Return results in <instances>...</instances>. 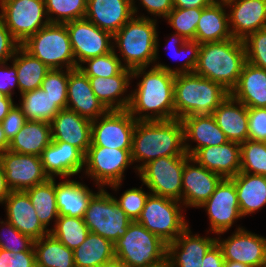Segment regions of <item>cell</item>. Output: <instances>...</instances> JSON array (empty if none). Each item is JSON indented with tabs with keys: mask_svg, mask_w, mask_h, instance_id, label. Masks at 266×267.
<instances>
[{
	"mask_svg": "<svg viewBox=\"0 0 266 267\" xmlns=\"http://www.w3.org/2000/svg\"><path fill=\"white\" fill-rule=\"evenodd\" d=\"M50 233L66 247L74 250L85 241L89 229L83 218L59 215Z\"/></svg>",
	"mask_w": 266,
	"mask_h": 267,
	"instance_id": "obj_40",
	"label": "cell"
},
{
	"mask_svg": "<svg viewBox=\"0 0 266 267\" xmlns=\"http://www.w3.org/2000/svg\"><path fill=\"white\" fill-rule=\"evenodd\" d=\"M10 192H11V189L7 185L5 174L0 165V203L1 204L4 203V200L10 194Z\"/></svg>",
	"mask_w": 266,
	"mask_h": 267,
	"instance_id": "obj_59",
	"label": "cell"
},
{
	"mask_svg": "<svg viewBox=\"0 0 266 267\" xmlns=\"http://www.w3.org/2000/svg\"><path fill=\"white\" fill-rule=\"evenodd\" d=\"M0 267H36L35 251L12 252L0 248Z\"/></svg>",
	"mask_w": 266,
	"mask_h": 267,
	"instance_id": "obj_51",
	"label": "cell"
},
{
	"mask_svg": "<svg viewBox=\"0 0 266 267\" xmlns=\"http://www.w3.org/2000/svg\"><path fill=\"white\" fill-rule=\"evenodd\" d=\"M0 165L11 191H25L49 179L40 156L6 150L0 153Z\"/></svg>",
	"mask_w": 266,
	"mask_h": 267,
	"instance_id": "obj_15",
	"label": "cell"
},
{
	"mask_svg": "<svg viewBox=\"0 0 266 267\" xmlns=\"http://www.w3.org/2000/svg\"><path fill=\"white\" fill-rule=\"evenodd\" d=\"M75 267H103L115 259L114 244L89 232L85 241L73 250Z\"/></svg>",
	"mask_w": 266,
	"mask_h": 267,
	"instance_id": "obj_35",
	"label": "cell"
},
{
	"mask_svg": "<svg viewBox=\"0 0 266 267\" xmlns=\"http://www.w3.org/2000/svg\"><path fill=\"white\" fill-rule=\"evenodd\" d=\"M14 105L13 99L0 91V123L8 115Z\"/></svg>",
	"mask_w": 266,
	"mask_h": 267,
	"instance_id": "obj_58",
	"label": "cell"
},
{
	"mask_svg": "<svg viewBox=\"0 0 266 267\" xmlns=\"http://www.w3.org/2000/svg\"><path fill=\"white\" fill-rule=\"evenodd\" d=\"M65 25L77 66L82 65L86 59L105 55L114 48V42L111 43L113 35L85 18L67 22Z\"/></svg>",
	"mask_w": 266,
	"mask_h": 267,
	"instance_id": "obj_14",
	"label": "cell"
},
{
	"mask_svg": "<svg viewBox=\"0 0 266 267\" xmlns=\"http://www.w3.org/2000/svg\"><path fill=\"white\" fill-rule=\"evenodd\" d=\"M224 2L225 7H230L228 20L233 38L243 41L250 34L266 28V0H224Z\"/></svg>",
	"mask_w": 266,
	"mask_h": 267,
	"instance_id": "obj_19",
	"label": "cell"
},
{
	"mask_svg": "<svg viewBox=\"0 0 266 267\" xmlns=\"http://www.w3.org/2000/svg\"><path fill=\"white\" fill-rule=\"evenodd\" d=\"M115 258L127 267H166L167 243L132 221L127 232L114 243Z\"/></svg>",
	"mask_w": 266,
	"mask_h": 267,
	"instance_id": "obj_6",
	"label": "cell"
},
{
	"mask_svg": "<svg viewBox=\"0 0 266 267\" xmlns=\"http://www.w3.org/2000/svg\"><path fill=\"white\" fill-rule=\"evenodd\" d=\"M179 202L149 193L137 222L165 243L173 242L189 226Z\"/></svg>",
	"mask_w": 266,
	"mask_h": 267,
	"instance_id": "obj_9",
	"label": "cell"
},
{
	"mask_svg": "<svg viewBox=\"0 0 266 267\" xmlns=\"http://www.w3.org/2000/svg\"><path fill=\"white\" fill-rule=\"evenodd\" d=\"M98 191L89 201L83 220L89 232L98 234L114 244L127 232L132 220L118 206L114 196L104 188Z\"/></svg>",
	"mask_w": 266,
	"mask_h": 267,
	"instance_id": "obj_8",
	"label": "cell"
},
{
	"mask_svg": "<svg viewBox=\"0 0 266 267\" xmlns=\"http://www.w3.org/2000/svg\"><path fill=\"white\" fill-rule=\"evenodd\" d=\"M202 10L203 8H173L165 19L176 30L175 33L186 40H195L196 27Z\"/></svg>",
	"mask_w": 266,
	"mask_h": 267,
	"instance_id": "obj_45",
	"label": "cell"
},
{
	"mask_svg": "<svg viewBox=\"0 0 266 267\" xmlns=\"http://www.w3.org/2000/svg\"><path fill=\"white\" fill-rule=\"evenodd\" d=\"M148 196V192L143 191L142 187L131 188L126 190L119 199L115 198V200L132 221H137Z\"/></svg>",
	"mask_w": 266,
	"mask_h": 267,
	"instance_id": "obj_49",
	"label": "cell"
},
{
	"mask_svg": "<svg viewBox=\"0 0 266 267\" xmlns=\"http://www.w3.org/2000/svg\"><path fill=\"white\" fill-rule=\"evenodd\" d=\"M240 147V172L266 176V142L248 139Z\"/></svg>",
	"mask_w": 266,
	"mask_h": 267,
	"instance_id": "obj_43",
	"label": "cell"
},
{
	"mask_svg": "<svg viewBox=\"0 0 266 267\" xmlns=\"http://www.w3.org/2000/svg\"><path fill=\"white\" fill-rule=\"evenodd\" d=\"M92 121L69 109H61L51 122L52 140L66 142L87 153Z\"/></svg>",
	"mask_w": 266,
	"mask_h": 267,
	"instance_id": "obj_22",
	"label": "cell"
},
{
	"mask_svg": "<svg viewBox=\"0 0 266 267\" xmlns=\"http://www.w3.org/2000/svg\"><path fill=\"white\" fill-rule=\"evenodd\" d=\"M224 263L222 249L216 242L204 256L201 267H224Z\"/></svg>",
	"mask_w": 266,
	"mask_h": 267,
	"instance_id": "obj_56",
	"label": "cell"
},
{
	"mask_svg": "<svg viewBox=\"0 0 266 267\" xmlns=\"http://www.w3.org/2000/svg\"><path fill=\"white\" fill-rule=\"evenodd\" d=\"M133 16L132 0H87L85 19L112 35Z\"/></svg>",
	"mask_w": 266,
	"mask_h": 267,
	"instance_id": "obj_25",
	"label": "cell"
},
{
	"mask_svg": "<svg viewBox=\"0 0 266 267\" xmlns=\"http://www.w3.org/2000/svg\"><path fill=\"white\" fill-rule=\"evenodd\" d=\"M249 140L266 142V108H248Z\"/></svg>",
	"mask_w": 266,
	"mask_h": 267,
	"instance_id": "obj_50",
	"label": "cell"
},
{
	"mask_svg": "<svg viewBox=\"0 0 266 267\" xmlns=\"http://www.w3.org/2000/svg\"><path fill=\"white\" fill-rule=\"evenodd\" d=\"M224 267H251V266L244 265L240 262L225 260Z\"/></svg>",
	"mask_w": 266,
	"mask_h": 267,
	"instance_id": "obj_62",
	"label": "cell"
},
{
	"mask_svg": "<svg viewBox=\"0 0 266 267\" xmlns=\"http://www.w3.org/2000/svg\"><path fill=\"white\" fill-rule=\"evenodd\" d=\"M181 121L184 127V147L190 157L203 147L219 146L228 142L212 114L186 116ZM187 140H193L197 143L196 146L192 148L186 143Z\"/></svg>",
	"mask_w": 266,
	"mask_h": 267,
	"instance_id": "obj_27",
	"label": "cell"
},
{
	"mask_svg": "<svg viewBox=\"0 0 266 267\" xmlns=\"http://www.w3.org/2000/svg\"><path fill=\"white\" fill-rule=\"evenodd\" d=\"M118 55L115 53V48L105 55L86 59L84 63L88 66H78L87 77L108 78L119 74L125 67Z\"/></svg>",
	"mask_w": 266,
	"mask_h": 267,
	"instance_id": "obj_44",
	"label": "cell"
},
{
	"mask_svg": "<svg viewBox=\"0 0 266 267\" xmlns=\"http://www.w3.org/2000/svg\"><path fill=\"white\" fill-rule=\"evenodd\" d=\"M199 207L206 209L210 230L217 235L226 233L236 220L242 218L236 186L230 178H223L209 199Z\"/></svg>",
	"mask_w": 266,
	"mask_h": 267,
	"instance_id": "obj_16",
	"label": "cell"
},
{
	"mask_svg": "<svg viewBox=\"0 0 266 267\" xmlns=\"http://www.w3.org/2000/svg\"><path fill=\"white\" fill-rule=\"evenodd\" d=\"M135 126L136 120L127 109L108 110L92 120L90 147L131 150Z\"/></svg>",
	"mask_w": 266,
	"mask_h": 267,
	"instance_id": "obj_13",
	"label": "cell"
},
{
	"mask_svg": "<svg viewBox=\"0 0 266 267\" xmlns=\"http://www.w3.org/2000/svg\"><path fill=\"white\" fill-rule=\"evenodd\" d=\"M88 78L94 94L107 110L128 109L130 93L125 97L122 96L130 85L132 70L124 68L119 74L108 78Z\"/></svg>",
	"mask_w": 266,
	"mask_h": 267,
	"instance_id": "obj_30",
	"label": "cell"
},
{
	"mask_svg": "<svg viewBox=\"0 0 266 267\" xmlns=\"http://www.w3.org/2000/svg\"><path fill=\"white\" fill-rule=\"evenodd\" d=\"M192 158L222 178H232L240 172L241 147L239 143L228 141L219 146L203 147Z\"/></svg>",
	"mask_w": 266,
	"mask_h": 267,
	"instance_id": "obj_26",
	"label": "cell"
},
{
	"mask_svg": "<svg viewBox=\"0 0 266 267\" xmlns=\"http://www.w3.org/2000/svg\"><path fill=\"white\" fill-rule=\"evenodd\" d=\"M70 69H50L42 81L41 87L50 95L60 109L67 108L68 76Z\"/></svg>",
	"mask_w": 266,
	"mask_h": 267,
	"instance_id": "obj_46",
	"label": "cell"
},
{
	"mask_svg": "<svg viewBox=\"0 0 266 267\" xmlns=\"http://www.w3.org/2000/svg\"><path fill=\"white\" fill-rule=\"evenodd\" d=\"M12 58V64L17 69L20 94L40 88L50 69L38 58L28 53L21 45L17 48Z\"/></svg>",
	"mask_w": 266,
	"mask_h": 267,
	"instance_id": "obj_36",
	"label": "cell"
},
{
	"mask_svg": "<svg viewBox=\"0 0 266 267\" xmlns=\"http://www.w3.org/2000/svg\"><path fill=\"white\" fill-rule=\"evenodd\" d=\"M245 62L244 42L232 37L220 42L202 43L194 72L231 92Z\"/></svg>",
	"mask_w": 266,
	"mask_h": 267,
	"instance_id": "obj_3",
	"label": "cell"
},
{
	"mask_svg": "<svg viewBox=\"0 0 266 267\" xmlns=\"http://www.w3.org/2000/svg\"><path fill=\"white\" fill-rule=\"evenodd\" d=\"M133 164L131 150L89 147L85 154L86 174L95 179L99 189L108 185L117 190L125 169Z\"/></svg>",
	"mask_w": 266,
	"mask_h": 267,
	"instance_id": "obj_12",
	"label": "cell"
},
{
	"mask_svg": "<svg viewBox=\"0 0 266 267\" xmlns=\"http://www.w3.org/2000/svg\"><path fill=\"white\" fill-rule=\"evenodd\" d=\"M19 46L0 17V64L11 60Z\"/></svg>",
	"mask_w": 266,
	"mask_h": 267,
	"instance_id": "obj_53",
	"label": "cell"
},
{
	"mask_svg": "<svg viewBox=\"0 0 266 267\" xmlns=\"http://www.w3.org/2000/svg\"><path fill=\"white\" fill-rule=\"evenodd\" d=\"M25 192L28 194L41 224L46 229L50 225V220L55 219L56 224L59 214L56 202L55 178H49L47 181L25 190Z\"/></svg>",
	"mask_w": 266,
	"mask_h": 267,
	"instance_id": "obj_39",
	"label": "cell"
},
{
	"mask_svg": "<svg viewBox=\"0 0 266 267\" xmlns=\"http://www.w3.org/2000/svg\"><path fill=\"white\" fill-rule=\"evenodd\" d=\"M243 42L246 61L266 70V28L250 34Z\"/></svg>",
	"mask_w": 266,
	"mask_h": 267,
	"instance_id": "obj_48",
	"label": "cell"
},
{
	"mask_svg": "<svg viewBox=\"0 0 266 267\" xmlns=\"http://www.w3.org/2000/svg\"><path fill=\"white\" fill-rule=\"evenodd\" d=\"M230 95L247 108H266V70L246 61Z\"/></svg>",
	"mask_w": 266,
	"mask_h": 267,
	"instance_id": "obj_29",
	"label": "cell"
},
{
	"mask_svg": "<svg viewBox=\"0 0 266 267\" xmlns=\"http://www.w3.org/2000/svg\"><path fill=\"white\" fill-rule=\"evenodd\" d=\"M21 103L18 106L28 121H42L51 123L61 110L53 98L42 88L21 94Z\"/></svg>",
	"mask_w": 266,
	"mask_h": 267,
	"instance_id": "obj_38",
	"label": "cell"
},
{
	"mask_svg": "<svg viewBox=\"0 0 266 267\" xmlns=\"http://www.w3.org/2000/svg\"><path fill=\"white\" fill-rule=\"evenodd\" d=\"M189 226L173 241L167 244L166 267H201L208 250L217 238L191 235Z\"/></svg>",
	"mask_w": 266,
	"mask_h": 267,
	"instance_id": "obj_20",
	"label": "cell"
},
{
	"mask_svg": "<svg viewBox=\"0 0 266 267\" xmlns=\"http://www.w3.org/2000/svg\"><path fill=\"white\" fill-rule=\"evenodd\" d=\"M67 109L91 121L108 111L94 94L89 78L78 68L69 72Z\"/></svg>",
	"mask_w": 266,
	"mask_h": 267,
	"instance_id": "obj_23",
	"label": "cell"
},
{
	"mask_svg": "<svg viewBox=\"0 0 266 267\" xmlns=\"http://www.w3.org/2000/svg\"><path fill=\"white\" fill-rule=\"evenodd\" d=\"M103 267H127L122 261L117 260L116 258L108 263H106Z\"/></svg>",
	"mask_w": 266,
	"mask_h": 267,
	"instance_id": "obj_61",
	"label": "cell"
},
{
	"mask_svg": "<svg viewBox=\"0 0 266 267\" xmlns=\"http://www.w3.org/2000/svg\"><path fill=\"white\" fill-rule=\"evenodd\" d=\"M169 43L170 45L168 46H170V48L175 47L176 49V50L172 49V52H174L172 53L174 54V57L176 58L182 53L187 56L185 58L186 60L184 61V63H182V65H180L179 68H174V69H171V67L161 63H157L156 65L154 64V66L173 74L194 72V69L198 61L201 44L196 40H186L183 36H180L178 33H174L172 35L170 41H168L167 44ZM176 44L178 47H176Z\"/></svg>",
	"mask_w": 266,
	"mask_h": 267,
	"instance_id": "obj_41",
	"label": "cell"
},
{
	"mask_svg": "<svg viewBox=\"0 0 266 267\" xmlns=\"http://www.w3.org/2000/svg\"><path fill=\"white\" fill-rule=\"evenodd\" d=\"M0 6V17L20 45L50 23L44 0H0Z\"/></svg>",
	"mask_w": 266,
	"mask_h": 267,
	"instance_id": "obj_10",
	"label": "cell"
},
{
	"mask_svg": "<svg viewBox=\"0 0 266 267\" xmlns=\"http://www.w3.org/2000/svg\"><path fill=\"white\" fill-rule=\"evenodd\" d=\"M212 115L228 141L241 144L249 139L248 108L231 95L214 110Z\"/></svg>",
	"mask_w": 266,
	"mask_h": 267,
	"instance_id": "obj_28",
	"label": "cell"
},
{
	"mask_svg": "<svg viewBox=\"0 0 266 267\" xmlns=\"http://www.w3.org/2000/svg\"><path fill=\"white\" fill-rule=\"evenodd\" d=\"M51 141V123L27 120L20 132L10 142L8 150L20 154L41 156Z\"/></svg>",
	"mask_w": 266,
	"mask_h": 267,
	"instance_id": "obj_34",
	"label": "cell"
},
{
	"mask_svg": "<svg viewBox=\"0 0 266 267\" xmlns=\"http://www.w3.org/2000/svg\"><path fill=\"white\" fill-rule=\"evenodd\" d=\"M215 0H173L174 8H205Z\"/></svg>",
	"mask_w": 266,
	"mask_h": 267,
	"instance_id": "obj_57",
	"label": "cell"
},
{
	"mask_svg": "<svg viewBox=\"0 0 266 267\" xmlns=\"http://www.w3.org/2000/svg\"><path fill=\"white\" fill-rule=\"evenodd\" d=\"M184 127L180 119L136 121L131 157L137 172L148 162L166 156H186Z\"/></svg>",
	"mask_w": 266,
	"mask_h": 267,
	"instance_id": "obj_2",
	"label": "cell"
},
{
	"mask_svg": "<svg viewBox=\"0 0 266 267\" xmlns=\"http://www.w3.org/2000/svg\"><path fill=\"white\" fill-rule=\"evenodd\" d=\"M21 46L49 69L78 68L65 24L49 23Z\"/></svg>",
	"mask_w": 266,
	"mask_h": 267,
	"instance_id": "obj_7",
	"label": "cell"
},
{
	"mask_svg": "<svg viewBox=\"0 0 266 267\" xmlns=\"http://www.w3.org/2000/svg\"><path fill=\"white\" fill-rule=\"evenodd\" d=\"M185 156H166L144 165L138 175L151 191L149 193L180 201Z\"/></svg>",
	"mask_w": 266,
	"mask_h": 267,
	"instance_id": "obj_11",
	"label": "cell"
},
{
	"mask_svg": "<svg viewBox=\"0 0 266 267\" xmlns=\"http://www.w3.org/2000/svg\"><path fill=\"white\" fill-rule=\"evenodd\" d=\"M230 179L236 186L242 217L266 205V176L239 172Z\"/></svg>",
	"mask_w": 266,
	"mask_h": 267,
	"instance_id": "obj_33",
	"label": "cell"
},
{
	"mask_svg": "<svg viewBox=\"0 0 266 267\" xmlns=\"http://www.w3.org/2000/svg\"><path fill=\"white\" fill-rule=\"evenodd\" d=\"M222 179L220 175L209 171L186 155L182 174V205L199 208L209 199Z\"/></svg>",
	"mask_w": 266,
	"mask_h": 267,
	"instance_id": "obj_18",
	"label": "cell"
},
{
	"mask_svg": "<svg viewBox=\"0 0 266 267\" xmlns=\"http://www.w3.org/2000/svg\"><path fill=\"white\" fill-rule=\"evenodd\" d=\"M26 121V117L21 109L18 107V105H14V107L9 111L8 115L0 123L9 142H11L16 134L20 132Z\"/></svg>",
	"mask_w": 266,
	"mask_h": 267,
	"instance_id": "obj_52",
	"label": "cell"
},
{
	"mask_svg": "<svg viewBox=\"0 0 266 267\" xmlns=\"http://www.w3.org/2000/svg\"><path fill=\"white\" fill-rule=\"evenodd\" d=\"M40 157L44 171L49 178L55 176L69 178L78 175L85 166V154L66 142L52 140Z\"/></svg>",
	"mask_w": 266,
	"mask_h": 267,
	"instance_id": "obj_21",
	"label": "cell"
},
{
	"mask_svg": "<svg viewBox=\"0 0 266 267\" xmlns=\"http://www.w3.org/2000/svg\"><path fill=\"white\" fill-rule=\"evenodd\" d=\"M146 10L153 16L166 18L170 11L174 8L173 0H139ZM135 2L132 0V7L134 15L137 13L138 9L135 7Z\"/></svg>",
	"mask_w": 266,
	"mask_h": 267,
	"instance_id": "obj_54",
	"label": "cell"
},
{
	"mask_svg": "<svg viewBox=\"0 0 266 267\" xmlns=\"http://www.w3.org/2000/svg\"><path fill=\"white\" fill-rule=\"evenodd\" d=\"M44 2L50 23L65 24L85 18L87 0H44ZM52 14L57 17H52Z\"/></svg>",
	"mask_w": 266,
	"mask_h": 267,
	"instance_id": "obj_42",
	"label": "cell"
},
{
	"mask_svg": "<svg viewBox=\"0 0 266 267\" xmlns=\"http://www.w3.org/2000/svg\"><path fill=\"white\" fill-rule=\"evenodd\" d=\"M146 68L132 70V78L140 75L143 78L137 83L138 88L130 94L128 112L136 121L174 119L175 74L155 66L146 72Z\"/></svg>",
	"mask_w": 266,
	"mask_h": 267,
	"instance_id": "obj_1",
	"label": "cell"
},
{
	"mask_svg": "<svg viewBox=\"0 0 266 267\" xmlns=\"http://www.w3.org/2000/svg\"><path fill=\"white\" fill-rule=\"evenodd\" d=\"M225 260L240 262L251 267H264L266 263V238L238 227L228 239L220 240Z\"/></svg>",
	"mask_w": 266,
	"mask_h": 267,
	"instance_id": "obj_17",
	"label": "cell"
},
{
	"mask_svg": "<svg viewBox=\"0 0 266 267\" xmlns=\"http://www.w3.org/2000/svg\"><path fill=\"white\" fill-rule=\"evenodd\" d=\"M136 17L133 16L113 35L114 45L125 62L123 66L130 70L148 68L158 58L157 21L144 15L136 14Z\"/></svg>",
	"mask_w": 266,
	"mask_h": 267,
	"instance_id": "obj_5",
	"label": "cell"
},
{
	"mask_svg": "<svg viewBox=\"0 0 266 267\" xmlns=\"http://www.w3.org/2000/svg\"><path fill=\"white\" fill-rule=\"evenodd\" d=\"M6 64H0V91L12 98V94H14L12 90L16 86L18 88L17 69L14 64H12L13 66L11 68Z\"/></svg>",
	"mask_w": 266,
	"mask_h": 267,
	"instance_id": "obj_55",
	"label": "cell"
},
{
	"mask_svg": "<svg viewBox=\"0 0 266 267\" xmlns=\"http://www.w3.org/2000/svg\"><path fill=\"white\" fill-rule=\"evenodd\" d=\"M7 220L21 233L38 240L50 233L39 221L35 208L25 191H11L4 200Z\"/></svg>",
	"mask_w": 266,
	"mask_h": 267,
	"instance_id": "obj_24",
	"label": "cell"
},
{
	"mask_svg": "<svg viewBox=\"0 0 266 267\" xmlns=\"http://www.w3.org/2000/svg\"><path fill=\"white\" fill-rule=\"evenodd\" d=\"M36 267H75L73 250L51 233L34 241Z\"/></svg>",
	"mask_w": 266,
	"mask_h": 267,
	"instance_id": "obj_37",
	"label": "cell"
},
{
	"mask_svg": "<svg viewBox=\"0 0 266 267\" xmlns=\"http://www.w3.org/2000/svg\"><path fill=\"white\" fill-rule=\"evenodd\" d=\"M224 6H226L224 0H215L208 7L203 8L195 35V40L200 44L232 38L228 13Z\"/></svg>",
	"mask_w": 266,
	"mask_h": 267,
	"instance_id": "obj_31",
	"label": "cell"
},
{
	"mask_svg": "<svg viewBox=\"0 0 266 267\" xmlns=\"http://www.w3.org/2000/svg\"><path fill=\"white\" fill-rule=\"evenodd\" d=\"M230 95L221 84L201 77L195 72L175 74V118L191 115H211Z\"/></svg>",
	"mask_w": 266,
	"mask_h": 267,
	"instance_id": "obj_4",
	"label": "cell"
},
{
	"mask_svg": "<svg viewBox=\"0 0 266 267\" xmlns=\"http://www.w3.org/2000/svg\"><path fill=\"white\" fill-rule=\"evenodd\" d=\"M10 142L7 140L5 133L0 125V153L8 150Z\"/></svg>",
	"mask_w": 266,
	"mask_h": 267,
	"instance_id": "obj_60",
	"label": "cell"
},
{
	"mask_svg": "<svg viewBox=\"0 0 266 267\" xmlns=\"http://www.w3.org/2000/svg\"><path fill=\"white\" fill-rule=\"evenodd\" d=\"M0 224H3L1 230H5L4 225L6 226V234L3 231H1L3 234H0L1 249L12 252L34 251V240L29 236L19 232L8 220L5 222L2 220Z\"/></svg>",
	"mask_w": 266,
	"mask_h": 267,
	"instance_id": "obj_47",
	"label": "cell"
},
{
	"mask_svg": "<svg viewBox=\"0 0 266 267\" xmlns=\"http://www.w3.org/2000/svg\"><path fill=\"white\" fill-rule=\"evenodd\" d=\"M56 202L60 216L83 218L89 201L96 194L88 186L76 180H65L56 184Z\"/></svg>",
	"mask_w": 266,
	"mask_h": 267,
	"instance_id": "obj_32",
	"label": "cell"
}]
</instances>
